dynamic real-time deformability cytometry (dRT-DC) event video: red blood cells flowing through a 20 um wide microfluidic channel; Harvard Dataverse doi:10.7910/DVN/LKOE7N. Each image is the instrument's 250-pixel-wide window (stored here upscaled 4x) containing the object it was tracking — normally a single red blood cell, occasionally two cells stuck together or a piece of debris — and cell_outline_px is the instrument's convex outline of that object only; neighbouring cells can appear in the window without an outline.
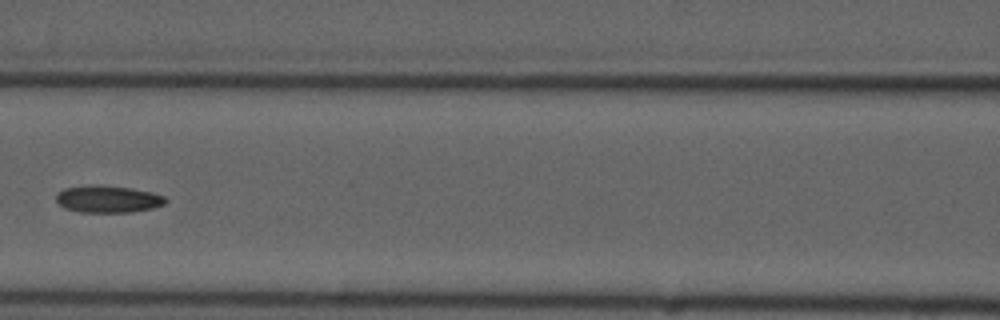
{"species": "common noctule bat (a hibernating species)", "species_latin": "Nyctalus noctula", "temperature_condition": "cold", "stored_images_in_passage": 8, "camera_frame_rate_fps": 3000, "um_per_image_px": 0.085, "animal": {"sex": "male", "forearm_length_mm": 52.5}, "frame": {"image": 1, "passage_image": 5, "time_ms": 5.667, "image_size_px": [1000, 320], "cell_outline_px": [[168, 200], [164, 204], [152, 208], [128, 212], [80, 212], [64, 208], [56, 200], [56, 196], [64, 188], [84, 184], [100, 184], [132, 188], [152, 192], [164, 196]], "centroid_in_image_um": [9.16, 16.9], "position_along_channel_um": 157.4, "area_um2": 17.46}}
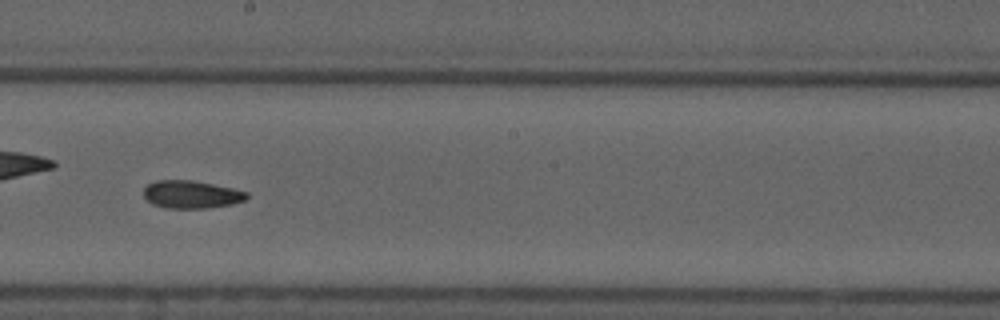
{"frame": {"image": 2, "passage_image": 7, "time_ms": 7.667, "image_size_px": [1000, 320], "cell_outline_px": [[248, 196], [244, 200], [232, 204], [208, 208], [164, 208], [152, 204], [144, 196], [144, 188], [148, 184], [156, 180], [192, 180], [232, 188], [248, 192]], "centroid_in_image_um": [16.25, 16.53], "position_along_channel_um": 232.0, "area_um2": 16.65}}
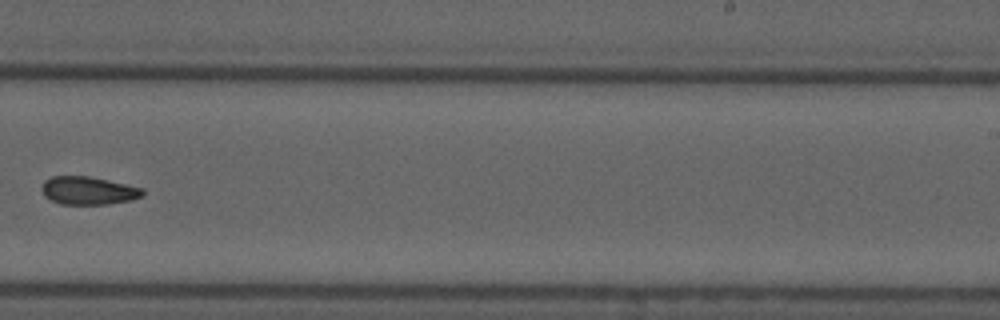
{"frame": {"image": 3, "passage_image": 8, "time_ms": 9.0, "image_size_px": [1000, 320], "cell_outline_px": [[144, 196], [132, 200], [108, 204], [60, 204], [44, 196], [40, 188], [44, 180], [52, 176], [88, 176], [108, 180], [144, 188]], "centroid_in_image_um": [7.51, 16.2], "position_along_channel_um": 281.5, "area_um2": 16.65}}